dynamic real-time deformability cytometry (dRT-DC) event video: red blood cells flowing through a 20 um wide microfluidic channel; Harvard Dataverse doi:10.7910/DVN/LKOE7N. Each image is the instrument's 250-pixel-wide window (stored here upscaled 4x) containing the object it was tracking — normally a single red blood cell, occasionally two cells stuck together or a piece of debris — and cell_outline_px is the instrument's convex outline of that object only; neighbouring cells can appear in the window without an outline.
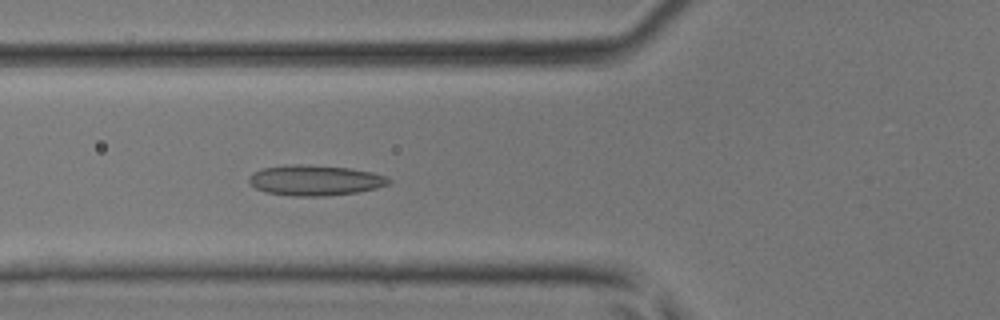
{"species": "common noctule bat (a hibernating species)", "species_latin": "Nyctalus noctula", "temperature_condition": "room temperature", "stored_images_in_passage": 35, "camera_frame_rate_fps": 3000, "um_per_image_px": 0.085, "animal": {"sex": "male", "body_mass_g": 17.9, "forearm_length_mm": 54.2}, "frame": {"image": 1, "passage_image": 8, "time_ms": 2.333, "image_size_px": [1000, 320], "cell_outline_px": [[392, 180], [388, 184], [376, 188], [356, 192], [324, 196], [292, 196], [268, 192], [256, 188], [248, 180], [248, 176], [252, 172], [260, 168], [292, 164], [300, 164], [348, 168], [372, 172], [384, 176]], "centroid_in_image_um": [26.74, 15.32], "position_along_channel_um": 99.1, "area_um2": 24.62}}
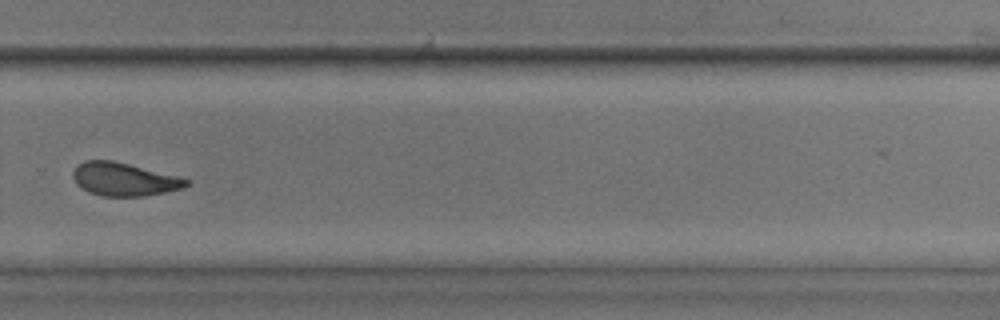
{"frame": {"image": 2, "passage_image": 22, "time_ms": 7.0, "image_size_px": [1000, 320], "cell_outline_px": [[192, 180], [184, 188], [144, 196], [100, 196], [88, 192], [76, 184], [72, 176], [72, 172], [76, 164], [84, 160], [112, 160]], "centroid_in_image_um": [10.49, 15.24], "position_along_channel_um": 319.3, "area_um2": 21.91}}
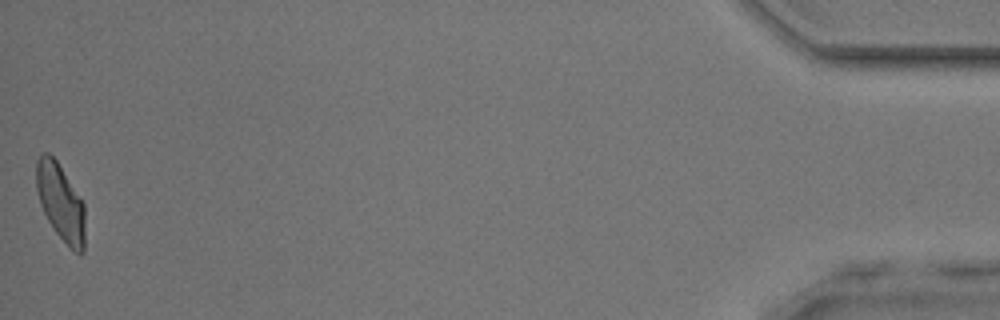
{"frame": {"image": 3, "passage_image": 35, "time_ms": 11.333, "image_size_px": [1000, 320], "cell_outline_px": [[84, 252], [80, 256], [56, 232], [48, 220], [40, 204], [36, 188], [36, 160], [44, 152], [48, 152], [56, 160], [84, 204]], "centroid_in_image_um": [5.14, 17.18], "position_along_channel_um": 430.1, "area_um2": 21.39}}